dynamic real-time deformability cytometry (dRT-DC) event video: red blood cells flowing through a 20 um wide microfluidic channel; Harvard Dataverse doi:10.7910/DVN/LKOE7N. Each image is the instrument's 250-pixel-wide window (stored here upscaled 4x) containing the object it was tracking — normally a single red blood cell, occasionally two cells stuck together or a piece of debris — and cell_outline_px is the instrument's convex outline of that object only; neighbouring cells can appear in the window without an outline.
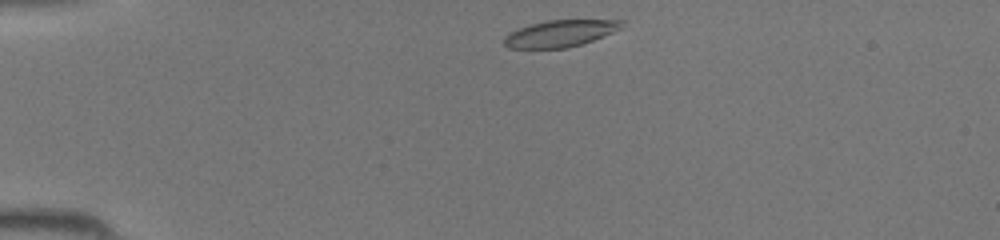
{"species": "common noctule bat (a hibernating species)", "species_latin": "Nyctalus noctula", "temperature_condition": "room temperature", "stored_images_in_passage": 35, "camera_frame_rate_fps": 3000, "um_per_image_px": 0.085, "animal": {"sex": "female", "body_mass_g": 19.5, "forearm_length_mm": 54.1}, "frame": {"image": 1, "passage_image": 1, "time_ms": 0.0, "image_size_px": [1000, 240], "cell_outline_px": [[624, 28], [592, 40], [568, 48], [508, 48], [504, 44], [504, 36], [508, 32], [528, 24], [548, 20], [624, 20]], "centroid_in_image_um": [47.6, 2.83], "position_along_channel_um": 37.4, "area_um2": 18.44}}
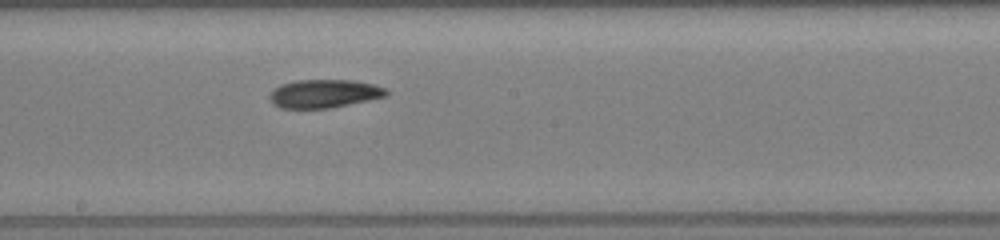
{"frame": {"image": 2, "passage_image": 16, "time_ms": 5.0, "image_size_px": [1000, 240], "cell_outline_px": [[388, 96], [328, 108], [280, 108], [272, 104], [268, 100], [268, 96], [280, 84], [296, 80], [352, 80], [372, 84], [384, 88], [388, 92]], "centroid_in_image_um": [27.51, 7.96], "position_along_channel_um": 220.7, "area_um2": 19.19}}
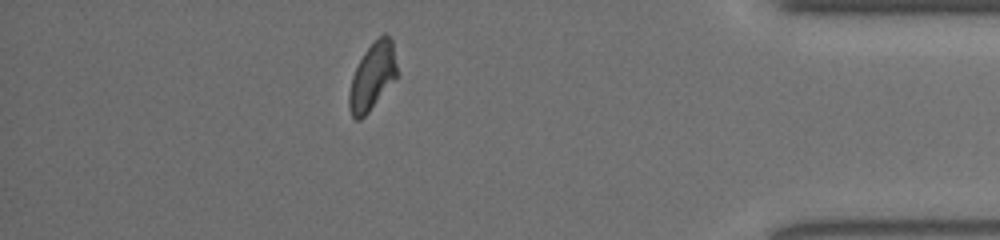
{"frame": {"image": 3, "passage_image": 30, "time_ms": 9.667, "image_size_px": [1000, 240], "cell_outline_px": [[396, 76], [368, 112], [360, 120], [356, 120], [352, 116], [348, 108], [348, 92], [352, 76], [364, 52], [384, 32], [392, 40], [396, 64]], "centroid_in_image_um": [31.61, 6.51], "position_along_channel_um": 403.6, "area_um2": 18.21}}